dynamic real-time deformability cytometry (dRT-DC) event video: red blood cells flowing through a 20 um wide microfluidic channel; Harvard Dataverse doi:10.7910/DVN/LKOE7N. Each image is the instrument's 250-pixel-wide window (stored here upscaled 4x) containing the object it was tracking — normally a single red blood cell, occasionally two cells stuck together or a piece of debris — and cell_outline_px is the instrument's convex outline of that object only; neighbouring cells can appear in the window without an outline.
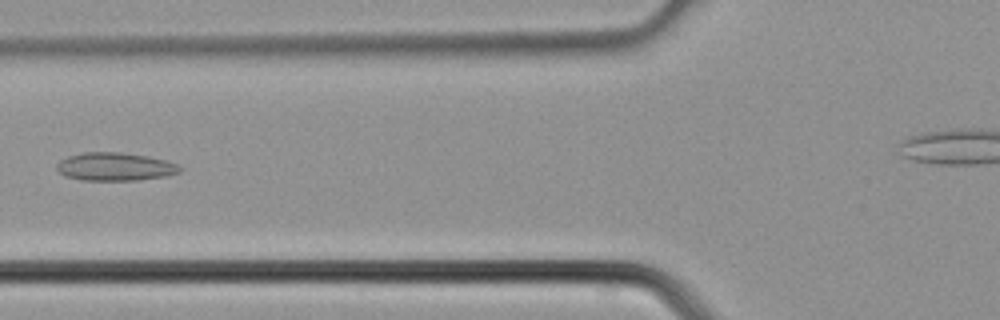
{"species": "common noctule bat (a hibernating species)", "species_latin": "Nyctalus noctula", "temperature_condition": "cold", "stored_images_in_passage": 5, "camera_frame_rate_fps": 3000, "um_per_image_px": 0.085, "animal": {"sex": "male", "body_mass_g": 21.5, "forearm_length_mm": 52.0}, "frame": {"image": 1, "passage_image": 5, "time_ms": 1.333, "image_size_px": [1000, 320], "cell_outline_px": [[184, 168], [180, 172], [164, 176], [140, 180], [80, 180], [64, 176], [56, 168], [56, 164], [60, 160], [68, 156], [84, 152], [120, 152], [148, 156], [164, 160], [176, 164]], "centroid_in_image_um": [9.76, 14.17], "position_along_channel_um": 116.0, "area_um2": 20.23}}